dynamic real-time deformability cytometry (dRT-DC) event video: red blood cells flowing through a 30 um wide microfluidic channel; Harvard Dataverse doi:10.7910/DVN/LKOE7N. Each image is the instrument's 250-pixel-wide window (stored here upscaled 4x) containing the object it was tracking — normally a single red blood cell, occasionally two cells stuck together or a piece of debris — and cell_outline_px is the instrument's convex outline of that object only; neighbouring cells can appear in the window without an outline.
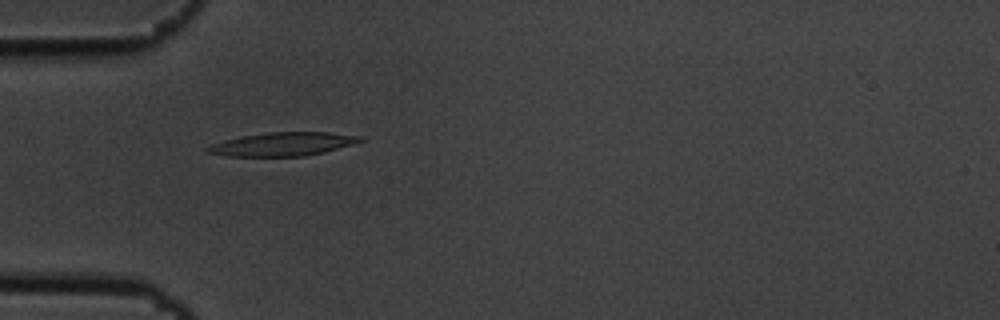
{"species": "common noctule bat (a hibernating species)", "species_latin": "Nyctalus noctula", "temperature_condition": "cold", "stored_images_in_passage": 8, "camera_frame_rate_fps": 3000, "um_per_image_px": 0.085, "animal": {"sex": "male", "body_mass_g": 19.5, "forearm_length_mm": 54.6}, "frame": {"image": 1, "passage_image": 2, "time_ms": 0.333, "image_size_px": [1000, 320], "cell_outline_px": [[364, 140], [352, 144], [324, 152], [304, 156], [228, 156], [208, 152], [208, 148], [212, 144], [224, 140], [240, 136], [268, 132], [328, 132], [364, 136]], "centroid_in_image_um": [24.08, 12.24], "position_along_channel_um": 60.9, "area_um2": 20.75}}
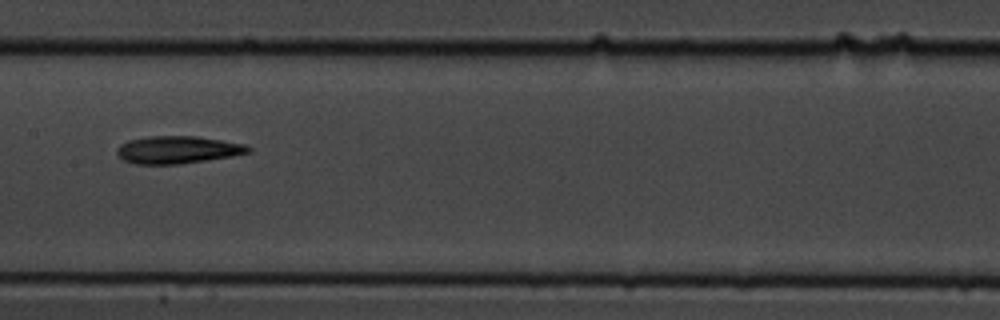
{"frame": {"image": 2, "passage_image": 5, "time_ms": 1.333, "image_size_px": [1000, 320], "cell_outline_px": [[252, 148], [248, 152], [232, 156], [180, 164], [136, 164], [124, 160], [116, 152], [116, 148], [120, 144], [128, 140], [148, 136], [196, 136], [244, 144]], "centroid_in_image_um": [15.06, 12.73], "position_along_channel_um": 192.3, "area_um2": 20.92}}
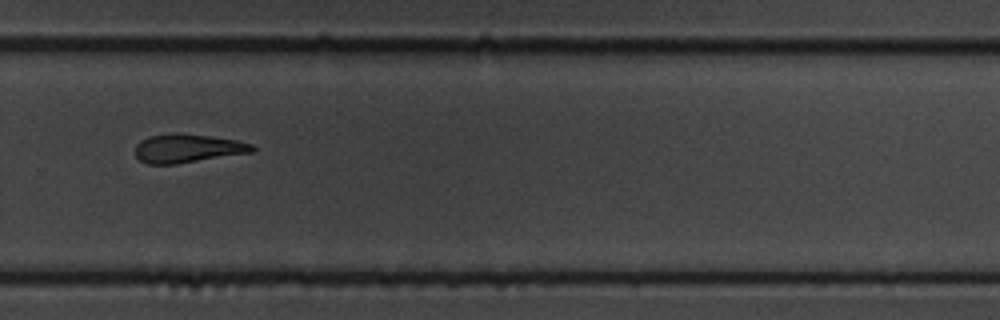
{"frame": {"image": 3, "passage_image": 8, "time_ms": 2.333, "image_size_px": [1000, 320], "cell_outline_px": [[256, 148], [252, 152], [176, 164], [148, 164], [140, 160], [136, 156], [136, 144], [140, 140], [148, 136], [172, 132], [180, 132], [236, 140], [252, 144]], "centroid_in_image_um": [15.91, 12.6], "position_along_channel_um": 313.9, "area_um2": 19.59}}